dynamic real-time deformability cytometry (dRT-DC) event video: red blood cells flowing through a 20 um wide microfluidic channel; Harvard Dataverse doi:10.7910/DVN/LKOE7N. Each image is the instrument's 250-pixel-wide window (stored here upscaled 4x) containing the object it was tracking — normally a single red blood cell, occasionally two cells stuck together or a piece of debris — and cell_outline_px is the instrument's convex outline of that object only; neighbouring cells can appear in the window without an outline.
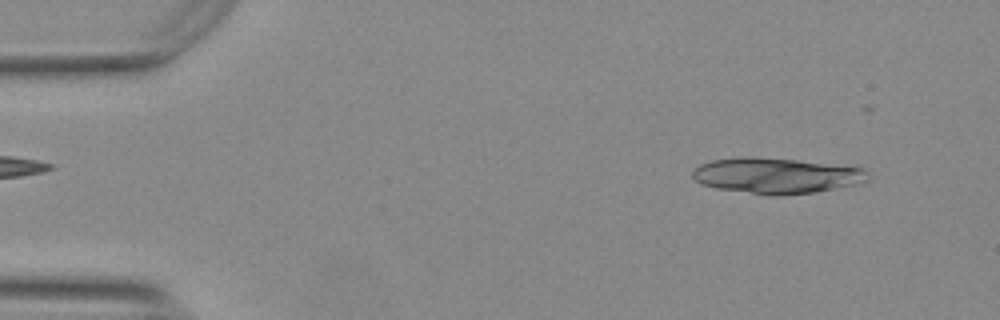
{"species": "Egyptian fruit bat (a non-hibernating species)", "species_latin": "Rousettus aegyptiacus", "temperature_condition": "warm", "stored_images_in_passage": 18, "camera_frame_rate_fps": 3000, "um_per_image_px": 0.085, "animal": {"sex": "female"}, "frame": {"image": 1, "passage_image": 3, "time_ms": 0.667, "image_size_px": [1000, 320], "cell_outline_px": [[868, 180], [864, 184], [816, 192], [780, 196], [772, 196], [716, 188], [700, 184], [692, 176], [692, 168], [700, 164], [712, 160], [740, 156], [752, 156], [796, 160], [864, 168], [868, 172]], "centroid_in_image_um": [65.99, 14.93], "position_along_channel_um": 19.0, "area_um2": 36.99}}